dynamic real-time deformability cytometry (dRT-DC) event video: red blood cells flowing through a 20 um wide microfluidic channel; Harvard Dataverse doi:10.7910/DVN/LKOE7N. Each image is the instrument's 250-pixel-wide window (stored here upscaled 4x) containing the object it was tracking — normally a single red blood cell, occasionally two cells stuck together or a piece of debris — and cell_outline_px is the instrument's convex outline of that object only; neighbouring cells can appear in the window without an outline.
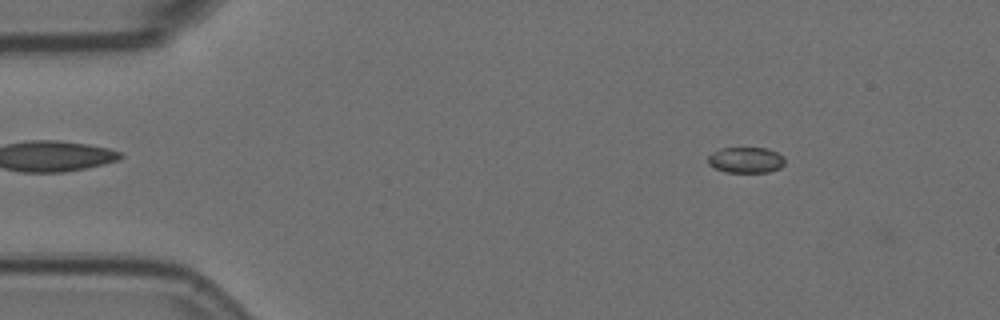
{"species": "Egyptian fruit bat (a non-hibernating species)", "species_latin": "Rousettus aegyptiacus", "temperature_condition": "room temperature", "stored_images_in_passage": 56, "camera_frame_rate_fps": 3000, "um_per_image_px": 0.085, "animal": {"sex": "female"}, "frame": {"image": 1, "passage_image": 7, "time_ms": 2.0, "image_size_px": [1000, 320], "cell_outline_px": [[784, 164], [780, 168], [768, 172], [724, 172], [708, 164], [708, 156], [712, 152], [720, 148], [768, 148], [784, 156]], "centroid_in_image_um": [63.4, 13.6], "position_along_channel_um": 21.6, "area_um2": 11.62}}
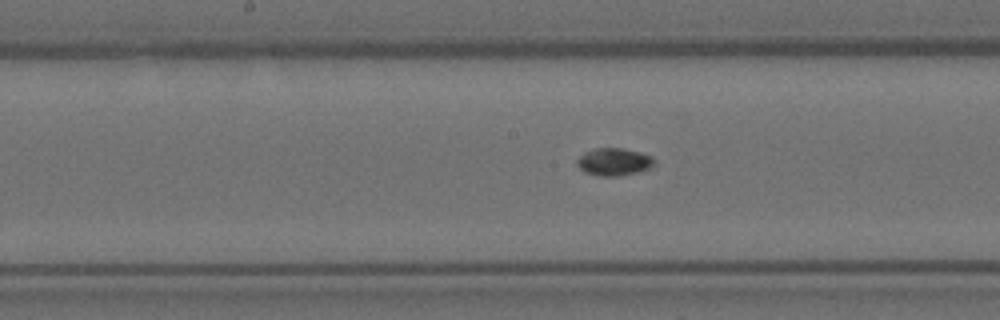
{"frame": {"image": 2, "passage_image": 28, "time_ms": 9.0, "image_size_px": [1000, 320], "cell_outline_px": [[652, 164], [648, 168], [640, 172], [616, 176], [600, 176], [584, 172], [576, 164], [576, 160], [584, 152], [592, 148], [624, 148], [640, 152], [648, 156], [652, 160]], "centroid_in_image_um": [52.11, 13.75], "position_along_channel_um": 196.1, "area_um2": 12.25}}
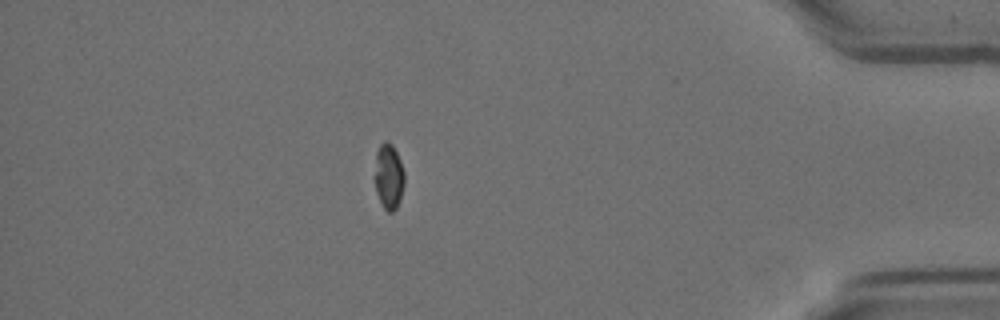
{"frame": {"image": 3, "passage_image": 49, "time_ms": 16.0, "image_size_px": [1000, 320], "cell_outline_px": [[404, 184], [396, 208], [392, 212], [388, 212], [384, 208], [376, 192], [372, 176], [376, 152], [380, 144], [384, 140], [388, 140], [392, 144], [400, 160], [404, 172]], "centroid_in_image_um": [32.99, 14.95], "position_along_channel_um": 402.2, "area_um2": 11.62}}